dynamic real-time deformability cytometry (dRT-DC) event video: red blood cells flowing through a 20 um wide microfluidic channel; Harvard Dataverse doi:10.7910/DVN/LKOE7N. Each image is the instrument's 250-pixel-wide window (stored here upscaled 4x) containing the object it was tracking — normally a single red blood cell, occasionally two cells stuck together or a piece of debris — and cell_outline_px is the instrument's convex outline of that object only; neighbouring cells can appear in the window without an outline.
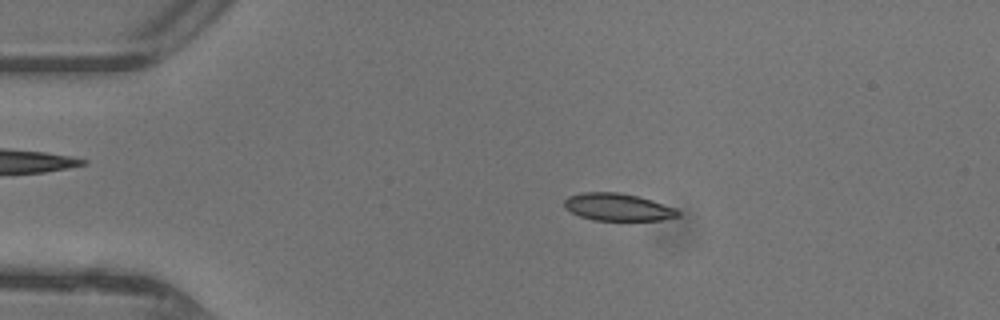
{"species": "common noctule bat (a hibernating species)", "species_latin": "Nyctalus noctula", "temperature_condition": "warm", "stored_images_in_passage": 46, "camera_frame_rate_fps": 3000, "um_per_image_px": 0.085, "animal": {"sex": "female"}, "frame": {"image": 1, "passage_image": 9, "time_ms": 2.667, "image_size_px": [1000, 320], "cell_outline_px": [[680, 216], [664, 220], [592, 220], [580, 216], [564, 208], [564, 200], [568, 196], [584, 192], [616, 192], [636, 196], [652, 200], [676, 208], [680, 212]], "centroid_in_image_um": [52.52, 17.61], "position_along_channel_um": 32.5, "area_um2": 18.15}}
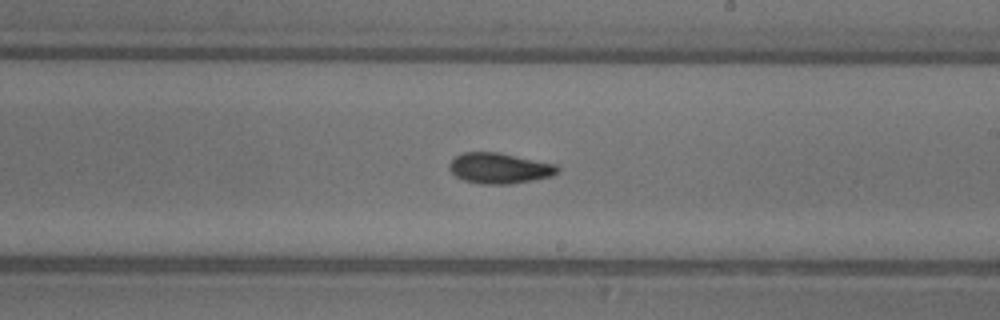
{"frame": {"image": 2, "passage_image": 27, "time_ms": 8.667, "image_size_px": [1000, 320], "cell_outline_px": [[560, 168], [552, 176], [512, 184], [480, 184], [464, 180], [456, 176], [448, 168], [448, 164], [456, 156], [464, 152], [496, 152], [556, 164]], "centroid_in_image_um": [42.43, 14.3], "position_along_channel_um": 246.6, "area_um2": 19.19}}
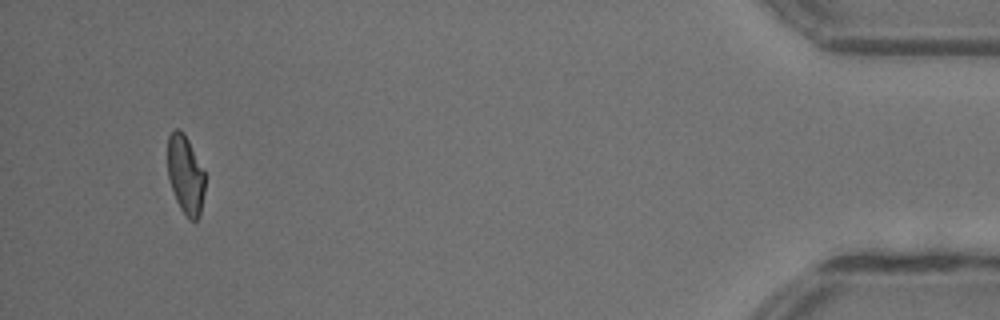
{"frame": {"image": 3, "passage_image": 44, "time_ms": 14.333, "image_size_px": [1000, 320], "cell_outline_px": [[204, 192], [200, 216], [196, 220], [188, 220], [180, 208], [176, 200], [168, 176], [168, 136], [176, 128], [180, 128], [184, 132], [204, 172]], "centroid_in_image_um": [15.76, 14.87], "position_along_channel_um": 419.4, "area_um2": 16.99}, "authors_computed_cell_mechanics": {"area_um2": 18.3515, "velocity_mm_per_s": 4.4167, "shape_relaxation_time_tau1_ms": null, "shape_relaxation_time_tau2_ms": 4.1012, "deformation_change_tau1": null, "deformation_change_tau2": 0.1179}}